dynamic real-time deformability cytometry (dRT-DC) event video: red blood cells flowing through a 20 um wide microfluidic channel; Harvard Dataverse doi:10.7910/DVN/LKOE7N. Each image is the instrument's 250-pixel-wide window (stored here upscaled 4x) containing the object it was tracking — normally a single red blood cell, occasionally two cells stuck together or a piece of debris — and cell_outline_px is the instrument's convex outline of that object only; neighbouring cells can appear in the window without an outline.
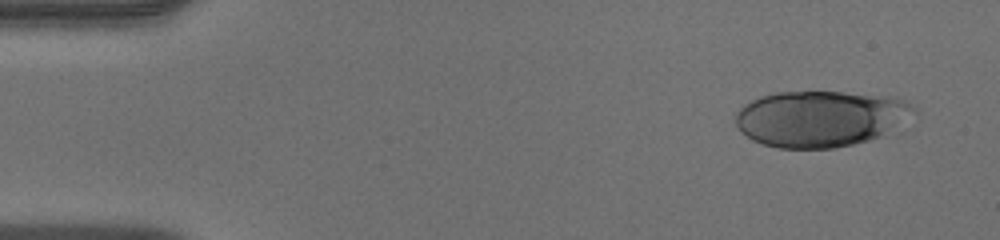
{"species": "human", "species_latin": "Homo sapiens", "temperature_condition": "warm", "stored_images_in_passage": 47, "segment_of_instrument_passage": [1, 2], "camera_frame_rate_fps": 3000, "um_per_image_px": 0.085, "donor": {"sex": "male"}, "frame": {"image": 1, "passage_image": 1, "time_ms": 0.0, "image_size_px": [1000, 240], "cell_outline_px": [[916, 112], [896, 128], [880, 136], [868, 140], [836, 148], [776, 148], [752, 140], [736, 124], [736, 112], [744, 104], [760, 96], [776, 92], [844, 92], [896, 96], [904, 100], [916, 108]], "centroid_in_image_um": [69.77, 10.07], "position_along_channel_um": 15.2, "area_um2": 58.38}}
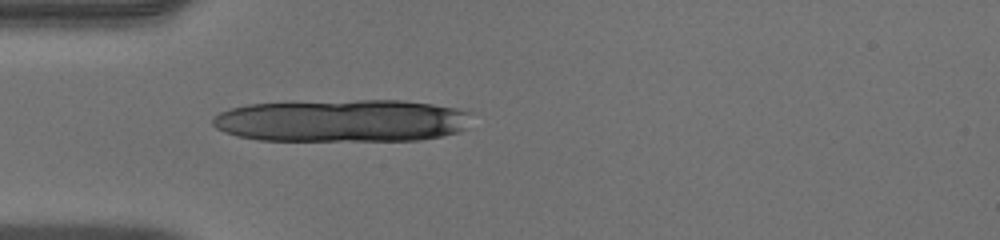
{"frame": {"image": 2, "passage_image": 12, "time_ms": 3.667, "image_size_px": [1000, 240], "cell_outline_px": [[472, 112], [468, 128], [460, 132], [420, 140], [256, 140], [236, 136], [224, 132], [216, 128], [212, 124], [212, 116], [228, 108], [248, 104], [288, 100], [404, 100], [432, 104], [456, 108]], "centroid_in_image_um": [29.03, 10.23], "position_along_channel_um": 56.0, "area_um2": 65.6}}